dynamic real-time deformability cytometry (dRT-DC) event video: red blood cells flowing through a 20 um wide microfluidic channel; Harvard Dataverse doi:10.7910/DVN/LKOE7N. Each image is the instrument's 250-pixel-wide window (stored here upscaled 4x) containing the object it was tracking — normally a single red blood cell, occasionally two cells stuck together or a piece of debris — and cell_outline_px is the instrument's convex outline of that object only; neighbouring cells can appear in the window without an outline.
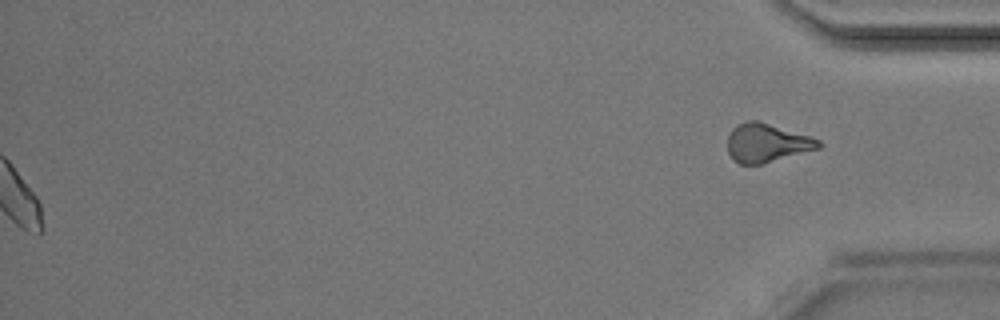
{"species": "Egyptian fruit bat (a non-hibernating species)", "species_latin": "Rousettus aegyptiacus", "temperature_condition": "room temperature", "stored_images_in_passage": 45, "segment_of_instrument_passage": [2, 2], "camera_frame_rate_fps": 3000, "um_per_image_px": 0.085, "animal": {"sex": "male"}, "frame": {"image": 1, "passage_image": 45, "time_ms": 14.667, "image_size_px": [1000, 320], "cell_outline_px": [[824, 144], [820, 148], [760, 164], [740, 164], [732, 160], [728, 152], [728, 136], [732, 128], [736, 124], [748, 120], [760, 120], [812, 136], [820, 140]], "centroid_in_image_um": [65.19, 12.12], "position_along_channel_um": 370.0, "area_um2": 20.81}}